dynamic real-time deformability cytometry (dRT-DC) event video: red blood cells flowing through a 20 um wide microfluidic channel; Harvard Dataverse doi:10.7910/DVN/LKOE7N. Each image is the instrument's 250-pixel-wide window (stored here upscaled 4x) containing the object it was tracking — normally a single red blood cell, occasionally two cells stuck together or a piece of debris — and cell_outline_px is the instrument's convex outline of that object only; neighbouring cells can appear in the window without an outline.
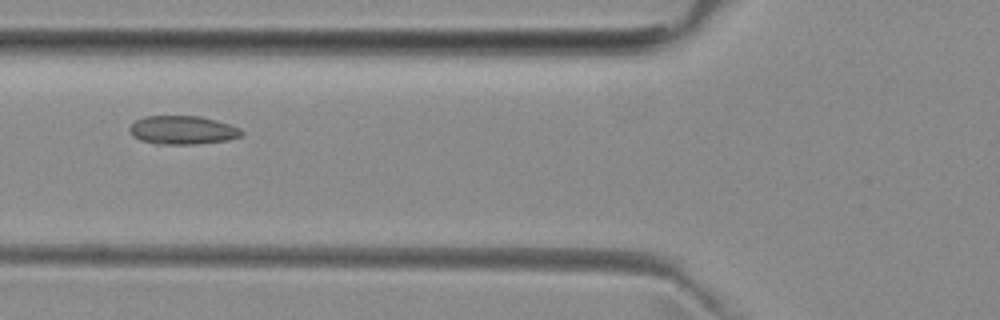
{"species": "common noctule bat (a hibernating species)", "species_latin": "Nyctalus noctula", "temperature_condition": "room temperature", "stored_images_in_passage": 6, "camera_frame_rate_fps": 3000, "um_per_image_px": 0.085, "animal": {"sex": "female", "body_mass_g": 29.2, "forearm_length_mm": 56.3}, "frame": {"image": 1, "passage_image": 6, "time_ms": 5.667, "image_size_px": [1000, 320], "cell_outline_px": [[244, 132], [240, 136], [228, 140], [196, 144], [156, 144], [140, 140], [132, 136], [128, 128], [136, 120], [144, 116], [200, 116], [216, 120], [240, 128]], "centroid_in_image_um": [15.5, 11.06], "position_along_channel_um": 110.3, "area_um2": 18.67}}